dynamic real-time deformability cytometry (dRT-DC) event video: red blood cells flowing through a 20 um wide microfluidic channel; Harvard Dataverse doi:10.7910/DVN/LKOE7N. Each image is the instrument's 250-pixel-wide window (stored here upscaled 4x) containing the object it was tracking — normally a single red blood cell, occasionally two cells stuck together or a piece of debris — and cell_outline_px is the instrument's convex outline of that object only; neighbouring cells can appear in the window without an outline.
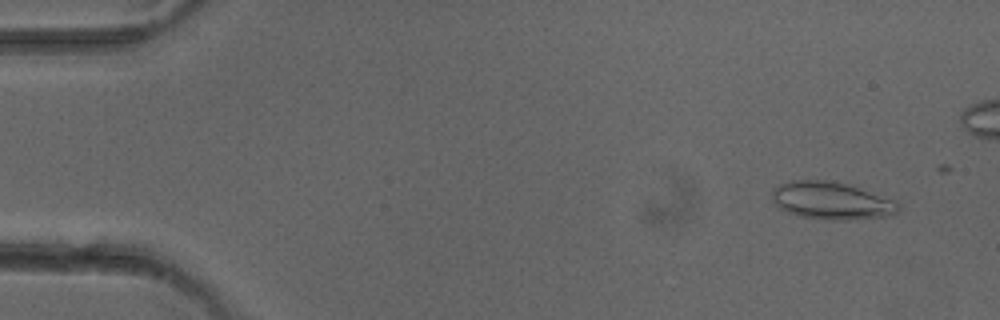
{"species": "common noctule bat (a hibernating species)", "species_latin": "Nyctalus noctula", "temperature_condition": "cold", "stored_images_in_passage": 13, "camera_frame_rate_fps": 3000, "um_per_image_px": 0.085, "animal": {"sex": "female"}, "frame": {"image": 1, "passage_image": 4, "time_ms": 1.0, "image_size_px": [1000, 320], "cell_outline_px": [[900, 208], [892, 216], [848, 220], [824, 220], [800, 216], [776, 208], [772, 200], [772, 192], [780, 184], [792, 180], [824, 180], [856, 184], [896, 200], [900, 204]], "centroid_in_image_um": [70.74, 17.05], "position_along_channel_um": 14.3, "area_um2": 28.5}}